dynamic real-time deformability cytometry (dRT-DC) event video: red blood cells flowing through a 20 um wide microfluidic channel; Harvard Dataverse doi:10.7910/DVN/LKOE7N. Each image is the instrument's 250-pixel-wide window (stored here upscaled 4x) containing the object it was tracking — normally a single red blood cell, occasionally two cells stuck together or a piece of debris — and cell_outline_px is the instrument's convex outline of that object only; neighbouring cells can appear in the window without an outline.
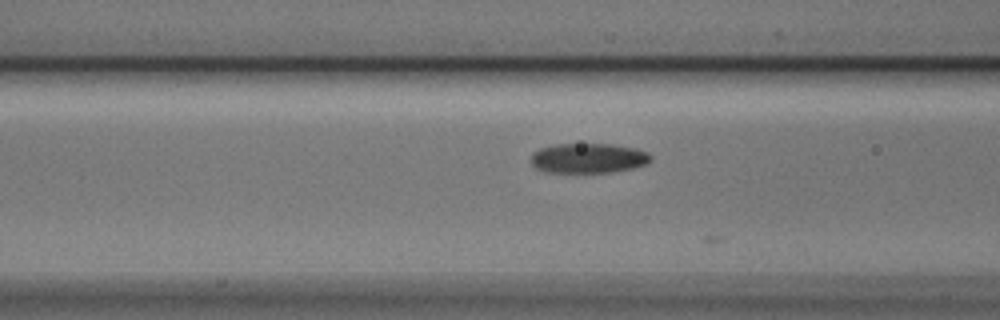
{"species": "Egyptian fruit bat (a non-hibernating species)", "species_latin": "Rousettus aegyptiacus", "temperature_condition": "cold", "stored_images_in_passage": 19, "camera_frame_rate_fps": 3000, "um_per_image_px": 0.085, "animal": {"sex": "male"}, "frame": {"image": 1, "passage_image": 13, "time_ms": 4.0, "image_size_px": [1000, 320], "cell_outline_px": [[652, 160], [644, 164], [632, 168], [608, 172], [548, 172], [536, 168], [532, 164], [532, 152], [540, 148], [556, 144], [612, 144], [636, 148], [648, 152], [652, 156]], "centroid_in_image_um": [50.02, 13.43], "position_along_channel_um": 116.6, "area_um2": 20.75}}
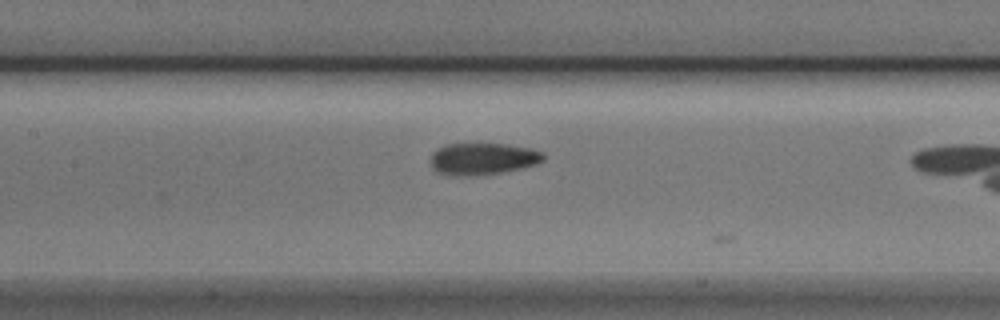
{"frame": {"image": 2, "passage_image": 17, "time_ms": 5.333, "image_size_px": [1000, 320], "cell_outline_px": [[544, 160], [536, 164], [520, 168], [500, 172], [476, 176], [452, 176], [436, 172], [432, 168], [428, 160], [432, 152], [436, 148], [444, 144], [504, 144], [528, 148], [544, 152]], "centroid_in_image_um": [40.95, 13.5], "position_along_channel_um": 166.5, "area_um2": 21.21}}